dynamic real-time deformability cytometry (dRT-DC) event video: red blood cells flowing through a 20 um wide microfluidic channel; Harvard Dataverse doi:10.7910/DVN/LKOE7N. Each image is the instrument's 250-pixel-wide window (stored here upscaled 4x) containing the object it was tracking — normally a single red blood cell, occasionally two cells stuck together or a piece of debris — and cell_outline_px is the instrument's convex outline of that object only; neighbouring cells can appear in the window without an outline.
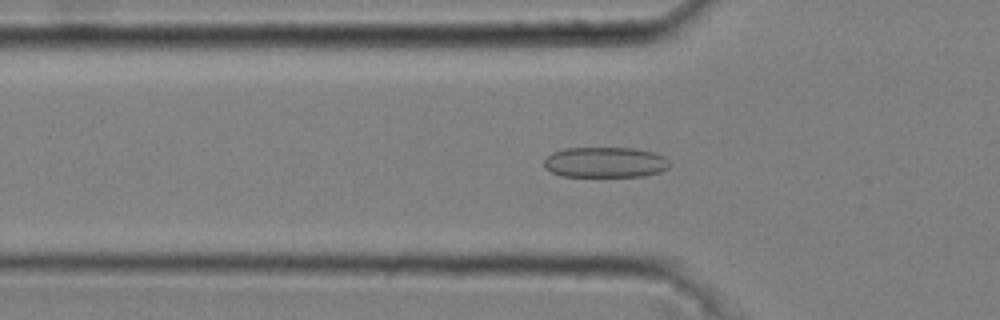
{"species": "common noctule bat (a hibernating species)", "species_latin": "Nyctalus noctula", "temperature_condition": "cold", "stored_images_in_passage": 51, "camera_frame_rate_fps": 3000, "um_per_image_px": 0.085, "animal": {"sex": "male", "body_mass_g": 20.4}, "frame": {"image": 1, "passage_image": 17, "time_ms": 5.333, "image_size_px": [1000, 320], "cell_outline_px": [[668, 168], [660, 172], [644, 176], [560, 176], [544, 168], [544, 160], [552, 152], [564, 148], [632, 148], [656, 152], [664, 156], [668, 160]], "centroid_in_image_um": [51.43, 13.79], "position_along_channel_um": 74.4, "area_um2": 22.43}}
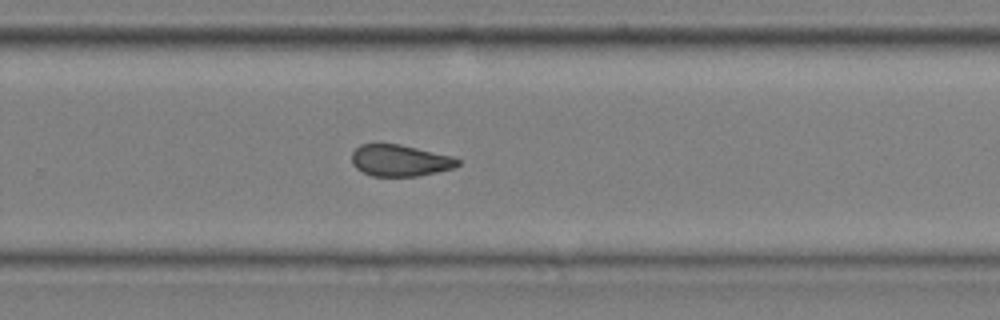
{"frame": {"image": 2, "passage_image": 35, "time_ms": 11.333, "image_size_px": [1000, 320], "cell_outline_px": [[460, 164], [456, 168], [416, 176], [372, 176], [356, 168], [352, 164], [352, 152], [360, 144], [400, 144], [452, 156], [460, 160]], "centroid_in_image_um": [34.01, 13.64], "position_along_channel_um": 295.8, "area_um2": 19.48}}
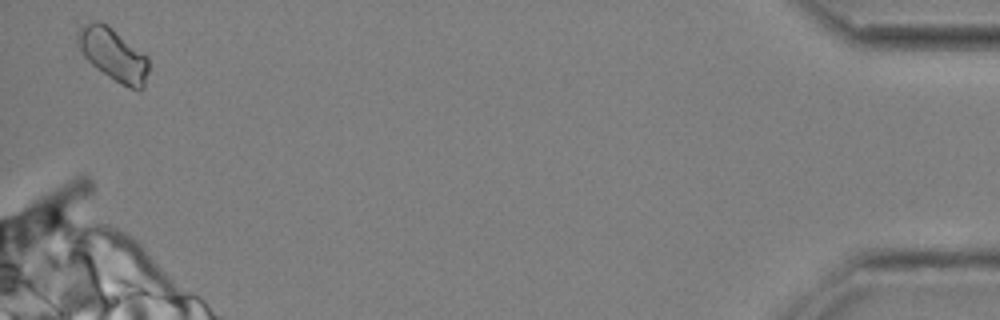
{"frame": {"image": 3, "passage_image": 51, "time_ms": 16.667, "image_size_px": [1000, 320], "cell_outline_px": [[148, 72], [144, 88], [140, 92], [128, 88], [120, 84], [96, 68], [84, 56], [80, 48], [80, 28], [84, 24], [92, 20], [100, 20], [144, 52], [148, 56]], "centroid_in_image_um": [9.7, 4.68], "position_along_channel_um": 425.5, "area_um2": 21.56}, "authors_computed_cell_mechanics": {"area_um2": 20.4612, "velocity_mm_per_s": 3.6903, "shape_relaxation_time_tau1_ms": null, "shape_relaxation_time_tau2_ms": 3.0464, "deformation_change_tau1": null, "deformation_change_tau2": 0.1023}}